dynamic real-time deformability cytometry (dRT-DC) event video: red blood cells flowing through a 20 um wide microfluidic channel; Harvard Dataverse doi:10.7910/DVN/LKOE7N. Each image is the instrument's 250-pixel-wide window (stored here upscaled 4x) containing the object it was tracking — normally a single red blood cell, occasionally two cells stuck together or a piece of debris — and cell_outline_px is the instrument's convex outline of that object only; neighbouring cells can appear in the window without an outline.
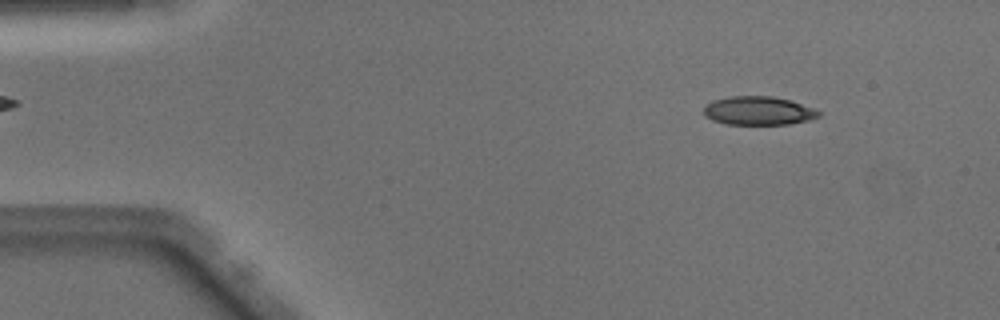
{"species": "Egyptian fruit bat (a non-hibernating species)", "species_latin": "Rousettus aegyptiacus", "temperature_condition": "warm", "stored_images_in_passage": 49, "camera_frame_rate_fps": 3000, "um_per_image_px": 0.085, "animal": {"sex": "male"}, "frame": {"image": 1, "passage_image": 6, "time_ms": 1.667, "image_size_px": [1000, 320], "cell_outline_px": [[820, 116], [808, 120], [788, 124], [724, 124], [712, 120], [704, 116], [704, 104], [712, 100], [728, 96], [772, 96], [788, 100], [812, 108], [820, 112]], "centroid_in_image_um": [64.38, 9.41], "position_along_channel_um": 20.6, "area_um2": 19.13}}
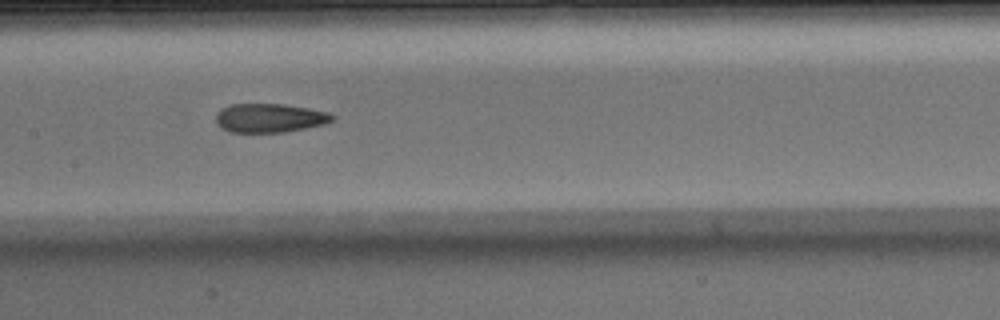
{"frame": {"image": 2, "passage_image": 24, "time_ms": 7.667, "image_size_px": [1000, 320], "cell_outline_px": [[336, 116], [332, 120], [324, 124], [284, 132], [228, 132], [220, 128], [216, 124], [216, 112], [232, 104], [284, 104], [308, 108], [328, 112]], "centroid_in_image_um": [22.89, 10.03], "position_along_channel_um": 184.5, "area_um2": 19.59}}
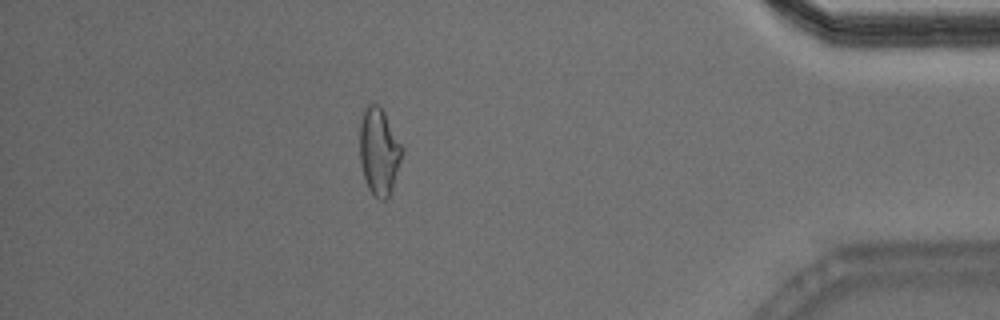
{"frame": {"image": 3, "passage_image": 43, "time_ms": 14.0, "image_size_px": [1000, 320], "cell_outline_px": [[404, 148], [392, 188], [388, 196], [384, 200], [380, 200], [368, 188], [364, 176], [360, 160], [360, 124], [364, 108], [368, 104], [376, 104], [384, 112]], "centroid_in_image_um": [32.21, 12.85], "position_along_channel_um": 403.0, "area_um2": 21.1}, "authors_computed_cell_mechanics": {"area_um2": 20.0566, "velocity_mm_per_s": 4.1212, "shape_relaxation_time_tau1_ms": 5.8197, "shape_relaxation_time_tau2_ms": 2.555, "deformation_change_tau1": 0.2047, "deformation_change_tau2": 0.119}}